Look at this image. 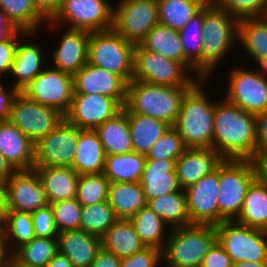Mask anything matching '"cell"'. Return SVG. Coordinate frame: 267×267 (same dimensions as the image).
Wrapping results in <instances>:
<instances>
[{
	"mask_svg": "<svg viewBox=\"0 0 267 267\" xmlns=\"http://www.w3.org/2000/svg\"><path fill=\"white\" fill-rule=\"evenodd\" d=\"M212 148L224 159L256 161V115L227 100L215 103Z\"/></svg>",
	"mask_w": 267,
	"mask_h": 267,
	"instance_id": "6da1fadb",
	"label": "cell"
},
{
	"mask_svg": "<svg viewBox=\"0 0 267 267\" xmlns=\"http://www.w3.org/2000/svg\"><path fill=\"white\" fill-rule=\"evenodd\" d=\"M192 86H164L131 80L127 84L125 113H139L174 126L186 92Z\"/></svg>",
	"mask_w": 267,
	"mask_h": 267,
	"instance_id": "7a4b0ae2",
	"label": "cell"
},
{
	"mask_svg": "<svg viewBox=\"0 0 267 267\" xmlns=\"http://www.w3.org/2000/svg\"><path fill=\"white\" fill-rule=\"evenodd\" d=\"M199 79L185 94L174 127L187 148H212L215 103L209 101Z\"/></svg>",
	"mask_w": 267,
	"mask_h": 267,
	"instance_id": "3957f363",
	"label": "cell"
},
{
	"mask_svg": "<svg viewBox=\"0 0 267 267\" xmlns=\"http://www.w3.org/2000/svg\"><path fill=\"white\" fill-rule=\"evenodd\" d=\"M163 249L166 267H201L204 257L216 242L215 226L192 223L170 231Z\"/></svg>",
	"mask_w": 267,
	"mask_h": 267,
	"instance_id": "277c9868",
	"label": "cell"
},
{
	"mask_svg": "<svg viewBox=\"0 0 267 267\" xmlns=\"http://www.w3.org/2000/svg\"><path fill=\"white\" fill-rule=\"evenodd\" d=\"M238 19L213 0L204 6L202 77L206 79L238 38Z\"/></svg>",
	"mask_w": 267,
	"mask_h": 267,
	"instance_id": "5b68a950",
	"label": "cell"
},
{
	"mask_svg": "<svg viewBox=\"0 0 267 267\" xmlns=\"http://www.w3.org/2000/svg\"><path fill=\"white\" fill-rule=\"evenodd\" d=\"M258 176L254 160L224 159L219 165V223L238 218L247 191Z\"/></svg>",
	"mask_w": 267,
	"mask_h": 267,
	"instance_id": "8992f818",
	"label": "cell"
},
{
	"mask_svg": "<svg viewBox=\"0 0 267 267\" xmlns=\"http://www.w3.org/2000/svg\"><path fill=\"white\" fill-rule=\"evenodd\" d=\"M135 44L113 28L90 33L88 63L118 76L127 84L133 79Z\"/></svg>",
	"mask_w": 267,
	"mask_h": 267,
	"instance_id": "52a82bcc",
	"label": "cell"
},
{
	"mask_svg": "<svg viewBox=\"0 0 267 267\" xmlns=\"http://www.w3.org/2000/svg\"><path fill=\"white\" fill-rule=\"evenodd\" d=\"M216 241L234 262H267V231L236 220L215 224Z\"/></svg>",
	"mask_w": 267,
	"mask_h": 267,
	"instance_id": "ba28073f",
	"label": "cell"
},
{
	"mask_svg": "<svg viewBox=\"0 0 267 267\" xmlns=\"http://www.w3.org/2000/svg\"><path fill=\"white\" fill-rule=\"evenodd\" d=\"M170 58L156 52L144 49L140 44H135L133 79L150 84L164 86H193L197 80L189 77V70Z\"/></svg>",
	"mask_w": 267,
	"mask_h": 267,
	"instance_id": "9c48e42d",
	"label": "cell"
},
{
	"mask_svg": "<svg viewBox=\"0 0 267 267\" xmlns=\"http://www.w3.org/2000/svg\"><path fill=\"white\" fill-rule=\"evenodd\" d=\"M65 116L59 110L37 103L21 92L11 107L10 123L18 127L33 143L53 131Z\"/></svg>",
	"mask_w": 267,
	"mask_h": 267,
	"instance_id": "30bf717a",
	"label": "cell"
},
{
	"mask_svg": "<svg viewBox=\"0 0 267 267\" xmlns=\"http://www.w3.org/2000/svg\"><path fill=\"white\" fill-rule=\"evenodd\" d=\"M158 24V0H121L113 9L112 28L134 44H139Z\"/></svg>",
	"mask_w": 267,
	"mask_h": 267,
	"instance_id": "8fae6325",
	"label": "cell"
},
{
	"mask_svg": "<svg viewBox=\"0 0 267 267\" xmlns=\"http://www.w3.org/2000/svg\"><path fill=\"white\" fill-rule=\"evenodd\" d=\"M113 9L107 0H63L59 11L47 22L66 21L68 29L102 31L113 26Z\"/></svg>",
	"mask_w": 267,
	"mask_h": 267,
	"instance_id": "7c38bea8",
	"label": "cell"
},
{
	"mask_svg": "<svg viewBox=\"0 0 267 267\" xmlns=\"http://www.w3.org/2000/svg\"><path fill=\"white\" fill-rule=\"evenodd\" d=\"M20 92L27 98L53 107L65 115L73 97V76L56 68L43 69Z\"/></svg>",
	"mask_w": 267,
	"mask_h": 267,
	"instance_id": "4fadbf2b",
	"label": "cell"
},
{
	"mask_svg": "<svg viewBox=\"0 0 267 267\" xmlns=\"http://www.w3.org/2000/svg\"><path fill=\"white\" fill-rule=\"evenodd\" d=\"M78 127L68 123L65 119L51 132L35 143L34 166H73Z\"/></svg>",
	"mask_w": 267,
	"mask_h": 267,
	"instance_id": "5bb4252c",
	"label": "cell"
},
{
	"mask_svg": "<svg viewBox=\"0 0 267 267\" xmlns=\"http://www.w3.org/2000/svg\"><path fill=\"white\" fill-rule=\"evenodd\" d=\"M122 109L116 99L102 94L73 93L70 108L64 116L68 123L79 129L95 130Z\"/></svg>",
	"mask_w": 267,
	"mask_h": 267,
	"instance_id": "9a60e30c",
	"label": "cell"
},
{
	"mask_svg": "<svg viewBox=\"0 0 267 267\" xmlns=\"http://www.w3.org/2000/svg\"><path fill=\"white\" fill-rule=\"evenodd\" d=\"M228 84L225 99L230 103L256 116L267 109V78L261 72L236 68Z\"/></svg>",
	"mask_w": 267,
	"mask_h": 267,
	"instance_id": "2e32d148",
	"label": "cell"
},
{
	"mask_svg": "<svg viewBox=\"0 0 267 267\" xmlns=\"http://www.w3.org/2000/svg\"><path fill=\"white\" fill-rule=\"evenodd\" d=\"M191 223L218 224L219 166L198 182L184 189Z\"/></svg>",
	"mask_w": 267,
	"mask_h": 267,
	"instance_id": "e0dca14e",
	"label": "cell"
},
{
	"mask_svg": "<svg viewBox=\"0 0 267 267\" xmlns=\"http://www.w3.org/2000/svg\"><path fill=\"white\" fill-rule=\"evenodd\" d=\"M6 188L8 211L32 213L49 204L35 169L14 171L6 179Z\"/></svg>",
	"mask_w": 267,
	"mask_h": 267,
	"instance_id": "ac0fdd59",
	"label": "cell"
},
{
	"mask_svg": "<svg viewBox=\"0 0 267 267\" xmlns=\"http://www.w3.org/2000/svg\"><path fill=\"white\" fill-rule=\"evenodd\" d=\"M73 93L102 94L116 99L123 107L126 102L127 83L118 75L86 63L73 76Z\"/></svg>",
	"mask_w": 267,
	"mask_h": 267,
	"instance_id": "d6986e66",
	"label": "cell"
},
{
	"mask_svg": "<svg viewBox=\"0 0 267 267\" xmlns=\"http://www.w3.org/2000/svg\"><path fill=\"white\" fill-rule=\"evenodd\" d=\"M35 143L8 120H0V152L14 171L34 169Z\"/></svg>",
	"mask_w": 267,
	"mask_h": 267,
	"instance_id": "ffe728a7",
	"label": "cell"
},
{
	"mask_svg": "<svg viewBox=\"0 0 267 267\" xmlns=\"http://www.w3.org/2000/svg\"><path fill=\"white\" fill-rule=\"evenodd\" d=\"M224 161L214 148H187L176 160V173L182 189L213 173Z\"/></svg>",
	"mask_w": 267,
	"mask_h": 267,
	"instance_id": "44dd1931",
	"label": "cell"
},
{
	"mask_svg": "<svg viewBox=\"0 0 267 267\" xmlns=\"http://www.w3.org/2000/svg\"><path fill=\"white\" fill-rule=\"evenodd\" d=\"M90 33L67 28L52 54L54 67L74 76L88 62Z\"/></svg>",
	"mask_w": 267,
	"mask_h": 267,
	"instance_id": "7402d4cb",
	"label": "cell"
},
{
	"mask_svg": "<svg viewBox=\"0 0 267 267\" xmlns=\"http://www.w3.org/2000/svg\"><path fill=\"white\" fill-rule=\"evenodd\" d=\"M177 159L146 160L139 183L146 201L182 190L176 173Z\"/></svg>",
	"mask_w": 267,
	"mask_h": 267,
	"instance_id": "603a6c76",
	"label": "cell"
},
{
	"mask_svg": "<svg viewBox=\"0 0 267 267\" xmlns=\"http://www.w3.org/2000/svg\"><path fill=\"white\" fill-rule=\"evenodd\" d=\"M57 240L58 252L67 256L74 267H90L102 248L99 236L81 229L61 232Z\"/></svg>",
	"mask_w": 267,
	"mask_h": 267,
	"instance_id": "cb8c5ba5",
	"label": "cell"
},
{
	"mask_svg": "<svg viewBox=\"0 0 267 267\" xmlns=\"http://www.w3.org/2000/svg\"><path fill=\"white\" fill-rule=\"evenodd\" d=\"M48 203L76 199L80 175L70 167L34 166Z\"/></svg>",
	"mask_w": 267,
	"mask_h": 267,
	"instance_id": "d4e9b609",
	"label": "cell"
},
{
	"mask_svg": "<svg viewBox=\"0 0 267 267\" xmlns=\"http://www.w3.org/2000/svg\"><path fill=\"white\" fill-rule=\"evenodd\" d=\"M106 154L95 130L79 129L72 168L79 174L103 173Z\"/></svg>",
	"mask_w": 267,
	"mask_h": 267,
	"instance_id": "484cf974",
	"label": "cell"
},
{
	"mask_svg": "<svg viewBox=\"0 0 267 267\" xmlns=\"http://www.w3.org/2000/svg\"><path fill=\"white\" fill-rule=\"evenodd\" d=\"M144 49L156 52L166 58L182 63L187 70L196 73L197 80L204 79L185 59L179 31L167 26L155 25L139 43Z\"/></svg>",
	"mask_w": 267,
	"mask_h": 267,
	"instance_id": "4316f807",
	"label": "cell"
},
{
	"mask_svg": "<svg viewBox=\"0 0 267 267\" xmlns=\"http://www.w3.org/2000/svg\"><path fill=\"white\" fill-rule=\"evenodd\" d=\"M101 245L104 250L120 259L130 257L147 247L130 219H118L101 237Z\"/></svg>",
	"mask_w": 267,
	"mask_h": 267,
	"instance_id": "83f0119b",
	"label": "cell"
},
{
	"mask_svg": "<svg viewBox=\"0 0 267 267\" xmlns=\"http://www.w3.org/2000/svg\"><path fill=\"white\" fill-rule=\"evenodd\" d=\"M107 201L118 219H130L147 205L139 182L110 183Z\"/></svg>",
	"mask_w": 267,
	"mask_h": 267,
	"instance_id": "f1b7e54d",
	"label": "cell"
},
{
	"mask_svg": "<svg viewBox=\"0 0 267 267\" xmlns=\"http://www.w3.org/2000/svg\"><path fill=\"white\" fill-rule=\"evenodd\" d=\"M95 131L99 135L106 155L133 151L128 116L123 110L114 118L100 124Z\"/></svg>",
	"mask_w": 267,
	"mask_h": 267,
	"instance_id": "f546056e",
	"label": "cell"
},
{
	"mask_svg": "<svg viewBox=\"0 0 267 267\" xmlns=\"http://www.w3.org/2000/svg\"><path fill=\"white\" fill-rule=\"evenodd\" d=\"M128 116L133 151L144 154L159 140L171 126L166 122L139 113H126Z\"/></svg>",
	"mask_w": 267,
	"mask_h": 267,
	"instance_id": "4dcf8cb0",
	"label": "cell"
},
{
	"mask_svg": "<svg viewBox=\"0 0 267 267\" xmlns=\"http://www.w3.org/2000/svg\"><path fill=\"white\" fill-rule=\"evenodd\" d=\"M237 222L267 231V184L258 176L250 185Z\"/></svg>",
	"mask_w": 267,
	"mask_h": 267,
	"instance_id": "1f68e13d",
	"label": "cell"
},
{
	"mask_svg": "<svg viewBox=\"0 0 267 267\" xmlns=\"http://www.w3.org/2000/svg\"><path fill=\"white\" fill-rule=\"evenodd\" d=\"M144 154L129 152L106 155L103 174L110 183L139 182L145 167Z\"/></svg>",
	"mask_w": 267,
	"mask_h": 267,
	"instance_id": "d6a6232c",
	"label": "cell"
},
{
	"mask_svg": "<svg viewBox=\"0 0 267 267\" xmlns=\"http://www.w3.org/2000/svg\"><path fill=\"white\" fill-rule=\"evenodd\" d=\"M57 253V238L34 237L10 256L11 267H46Z\"/></svg>",
	"mask_w": 267,
	"mask_h": 267,
	"instance_id": "836d02e7",
	"label": "cell"
},
{
	"mask_svg": "<svg viewBox=\"0 0 267 267\" xmlns=\"http://www.w3.org/2000/svg\"><path fill=\"white\" fill-rule=\"evenodd\" d=\"M147 206L171 229L192 224L189 218L184 189L147 201Z\"/></svg>",
	"mask_w": 267,
	"mask_h": 267,
	"instance_id": "e575fe53",
	"label": "cell"
},
{
	"mask_svg": "<svg viewBox=\"0 0 267 267\" xmlns=\"http://www.w3.org/2000/svg\"><path fill=\"white\" fill-rule=\"evenodd\" d=\"M42 50L36 44H23L18 42L15 58L11 73L16 78L14 87L21 91L25 88L39 73L43 71Z\"/></svg>",
	"mask_w": 267,
	"mask_h": 267,
	"instance_id": "d590c367",
	"label": "cell"
},
{
	"mask_svg": "<svg viewBox=\"0 0 267 267\" xmlns=\"http://www.w3.org/2000/svg\"><path fill=\"white\" fill-rule=\"evenodd\" d=\"M209 0H158L159 24L181 30Z\"/></svg>",
	"mask_w": 267,
	"mask_h": 267,
	"instance_id": "8d00e7d4",
	"label": "cell"
},
{
	"mask_svg": "<svg viewBox=\"0 0 267 267\" xmlns=\"http://www.w3.org/2000/svg\"><path fill=\"white\" fill-rule=\"evenodd\" d=\"M0 234L5 248L11 256L19 247L28 243L35 237L31 213L8 211L4 223L0 226ZM11 238L14 240L17 247L15 246L9 249L8 244H11Z\"/></svg>",
	"mask_w": 267,
	"mask_h": 267,
	"instance_id": "74e56055",
	"label": "cell"
},
{
	"mask_svg": "<svg viewBox=\"0 0 267 267\" xmlns=\"http://www.w3.org/2000/svg\"><path fill=\"white\" fill-rule=\"evenodd\" d=\"M204 7L179 30L185 59L202 76Z\"/></svg>",
	"mask_w": 267,
	"mask_h": 267,
	"instance_id": "f35d334b",
	"label": "cell"
},
{
	"mask_svg": "<svg viewBox=\"0 0 267 267\" xmlns=\"http://www.w3.org/2000/svg\"><path fill=\"white\" fill-rule=\"evenodd\" d=\"M0 9L19 30L34 32L42 21H48L33 0H0Z\"/></svg>",
	"mask_w": 267,
	"mask_h": 267,
	"instance_id": "ab89813d",
	"label": "cell"
},
{
	"mask_svg": "<svg viewBox=\"0 0 267 267\" xmlns=\"http://www.w3.org/2000/svg\"><path fill=\"white\" fill-rule=\"evenodd\" d=\"M130 221L146 246L164 249L167 240H163L165 238L162 233L166 223L147 205L130 218Z\"/></svg>",
	"mask_w": 267,
	"mask_h": 267,
	"instance_id": "60d3db41",
	"label": "cell"
},
{
	"mask_svg": "<svg viewBox=\"0 0 267 267\" xmlns=\"http://www.w3.org/2000/svg\"><path fill=\"white\" fill-rule=\"evenodd\" d=\"M238 39L252 58L267 56V23L260 17L240 19Z\"/></svg>",
	"mask_w": 267,
	"mask_h": 267,
	"instance_id": "b9f144b4",
	"label": "cell"
},
{
	"mask_svg": "<svg viewBox=\"0 0 267 267\" xmlns=\"http://www.w3.org/2000/svg\"><path fill=\"white\" fill-rule=\"evenodd\" d=\"M118 220L108 201H103L81 209V230L100 238Z\"/></svg>",
	"mask_w": 267,
	"mask_h": 267,
	"instance_id": "7bdbcfd3",
	"label": "cell"
},
{
	"mask_svg": "<svg viewBox=\"0 0 267 267\" xmlns=\"http://www.w3.org/2000/svg\"><path fill=\"white\" fill-rule=\"evenodd\" d=\"M109 184V180L103 173L80 175L76 199L82 206L107 201Z\"/></svg>",
	"mask_w": 267,
	"mask_h": 267,
	"instance_id": "ee69618b",
	"label": "cell"
},
{
	"mask_svg": "<svg viewBox=\"0 0 267 267\" xmlns=\"http://www.w3.org/2000/svg\"><path fill=\"white\" fill-rule=\"evenodd\" d=\"M186 149L178 130L174 126H170L145 157L147 160L178 159Z\"/></svg>",
	"mask_w": 267,
	"mask_h": 267,
	"instance_id": "f6af8a7d",
	"label": "cell"
},
{
	"mask_svg": "<svg viewBox=\"0 0 267 267\" xmlns=\"http://www.w3.org/2000/svg\"><path fill=\"white\" fill-rule=\"evenodd\" d=\"M58 234L64 231L81 229L82 205L77 199L61 200L50 203Z\"/></svg>",
	"mask_w": 267,
	"mask_h": 267,
	"instance_id": "bcb514c9",
	"label": "cell"
},
{
	"mask_svg": "<svg viewBox=\"0 0 267 267\" xmlns=\"http://www.w3.org/2000/svg\"><path fill=\"white\" fill-rule=\"evenodd\" d=\"M220 8L226 10L238 20L249 17H260L267 0H213Z\"/></svg>",
	"mask_w": 267,
	"mask_h": 267,
	"instance_id": "7dc6e473",
	"label": "cell"
},
{
	"mask_svg": "<svg viewBox=\"0 0 267 267\" xmlns=\"http://www.w3.org/2000/svg\"><path fill=\"white\" fill-rule=\"evenodd\" d=\"M35 237L57 238L58 232L50 204L31 213Z\"/></svg>",
	"mask_w": 267,
	"mask_h": 267,
	"instance_id": "c3c4849f",
	"label": "cell"
},
{
	"mask_svg": "<svg viewBox=\"0 0 267 267\" xmlns=\"http://www.w3.org/2000/svg\"><path fill=\"white\" fill-rule=\"evenodd\" d=\"M162 257V249L147 246L130 257L121 259L120 267H156Z\"/></svg>",
	"mask_w": 267,
	"mask_h": 267,
	"instance_id": "681fc988",
	"label": "cell"
},
{
	"mask_svg": "<svg viewBox=\"0 0 267 267\" xmlns=\"http://www.w3.org/2000/svg\"><path fill=\"white\" fill-rule=\"evenodd\" d=\"M32 34V32H25L23 30H17L11 34L8 38L0 41V72H9L11 73L13 61L15 58L18 41L17 35L20 34Z\"/></svg>",
	"mask_w": 267,
	"mask_h": 267,
	"instance_id": "f907efd6",
	"label": "cell"
},
{
	"mask_svg": "<svg viewBox=\"0 0 267 267\" xmlns=\"http://www.w3.org/2000/svg\"><path fill=\"white\" fill-rule=\"evenodd\" d=\"M232 265V259L216 241L204 257L201 267H232Z\"/></svg>",
	"mask_w": 267,
	"mask_h": 267,
	"instance_id": "816d5d0a",
	"label": "cell"
},
{
	"mask_svg": "<svg viewBox=\"0 0 267 267\" xmlns=\"http://www.w3.org/2000/svg\"><path fill=\"white\" fill-rule=\"evenodd\" d=\"M258 157L267 153V109L256 116Z\"/></svg>",
	"mask_w": 267,
	"mask_h": 267,
	"instance_id": "f5cc1de1",
	"label": "cell"
},
{
	"mask_svg": "<svg viewBox=\"0 0 267 267\" xmlns=\"http://www.w3.org/2000/svg\"><path fill=\"white\" fill-rule=\"evenodd\" d=\"M3 88L0 83V120H7L10 117L13 102L20 91L14 86L10 89V92L5 91V88Z\"/></svg>",
	"mask_w": 267,
	"mask_h": 267,
	"instance_id": "db71d44e",
	"label": "cell"
},
{
	"mask_svg": "<svg viewBox=\"0 0 267 267\" xmlns=\"http://www.w3.org/2000/svg\"><path fill=\"white\" fill-rule=\"evenodd\" d=\"M121 259L101 248L90 267H120Z\"/></svg>",
	"mask_w": 267,
	"mask_h": 267,
	"instance_id": "11a10c76",
	"label": "cell"
},
{
	"mask_svg": "<svg viewBox=\"0 0 267 267\" xmlns=\"http://www.w3.org/2000/svg\"><path fill=\"white\" fill-rule=\"evenodd\" d=\"M37 10L47 19L51 20L59 11L63 0H33Z\"/></svg>",
	"mask_w": 267,
	"mask_h": 267,
	"instance_id": "9f6ffc18",
	"label": "cell"
},
{
	"mask_svg": "<svg viewBox=\"0 0 267 267\" xmlns=\"http://www.w3.org/2000/svg\"><path fill=\"white\" fill-rule=\"evenodd\" d=\"M18 29L8 19L7 15L0 9V41L8 38Z\"/></svg>",
	"mask_w": 267,
	"mask_h": 267,
	"instance_id": "6f0895ef",
	"label": "cell"
},
{
	"mask_svg": "<svg viewBox=\"0 0 267 267\" xmlns=\"http://www.w3.org/2000/svg\"><path fill=\"white\" fill-rule=\"evenodd\" d=\"M8 213V196L6 181L0 180V226L4 223Z\"/></svg>",
	"mask_w": 267,
	"mask_h": 267,
	"instance_id": "680465c9",
	"label": "cell"
},
{
	"mask_svg": "<svg viewBox=\"0 0 267 267\" xmlns=\"http://www.w3.org/2000/svg\"><path fill=\"white\" fill-rule=\"evenodd\" d=\"M46 267H74L67 256L58 252L47 264Z\"/></svg>",
	"mask_w": 267,
	"mask_h": 267,
	"instance_id": "91938a15",
	"label": "cell"
},
{
	"mask_svg": "<svg viewBox=\"0 0 267 267\" xmlns=\"http://www.w3.org/2000/svg\"><path fill=\"white\" fill-rule=\"evenodd\" d=\"M256 163L260 178L267 184V153L260 155Z\"/></svg>",
	"mask_w": 267,
	"mask_h": 267,
	"instance_id": "94428289",
	"label": "cell"
},
{
	"mask_svg": "<svg viewBox=\"0 0 267 267\" xmlns=\"http://www.w3.org/2000/svg\"><path fill=\"white\" fill-rule=\"evenodd\" d=\"M14 172L10 165L5 160L4 156L0 152V180L6 181V179Z\"/></svg>",
	"mask_w": 267,
	"mask_h": 267,
	"instance_id": "6125c7cd",
	"label": "cell"
},
{
	"mask_svg": "<svg viewBox=\"0 0 267 267\" xmlns=\"http://www.w3.org/2000/svg\"><path fill=\"white\" fill-rule=\"evenodd\" d=\"M0 267H11V260L8 251L3 243L2 236L0 234Z\"/></svg>",
	"mask_w": 267,
	"mask_h": 267,
	"instance_id": "be15d7a7",
	"label": "cell"
},
{
	"mask_svg": "<svg viewBox=\"0 0 267 267\" xmlns=\"http://www.w3.org/2000/svg\"><path fill=\"white\" fill-rule=\"evenodd\" d=\"M232 267H267V262L239 261L234 262Z\"/></svg>",
	"mask_w": 267,
	"mask_h": 267,
	"instance_id": "e7e4bbea",
	"label": "cell"
},
{
	"mask_svg": "<svg viewBox=\"0 0 267 267\" xmlns=\"http://www.w3.org/2000/svg\"><path fill=\"white\" fill-rule=\"evenodd\" d=\"M254 59L260 65V67L263 69V71L266 70V72H267V56L262 55V56L254 57Z\"/></svg>",
	"mask_w": 267,
	"mask_h": 267,
	"instance_id": "03108f58",
	"label": "cell"
},
{
	"mask_svg": "<svg viewBox=\"0 0 267 267\" xmlns=\"http://www.w3.org/2000/svg\"><path fill=\"white\" fill-rule=\"evenodd\" d=\"M260 18L263 19L267 23V4H266L264 11H263L262 15L260 16Z\"/></svg>",
	"mask_w": 267,
	"mask_h": 267,
	"instance_id": "003e7915",
	"label": "cell"
}]
</instances>
